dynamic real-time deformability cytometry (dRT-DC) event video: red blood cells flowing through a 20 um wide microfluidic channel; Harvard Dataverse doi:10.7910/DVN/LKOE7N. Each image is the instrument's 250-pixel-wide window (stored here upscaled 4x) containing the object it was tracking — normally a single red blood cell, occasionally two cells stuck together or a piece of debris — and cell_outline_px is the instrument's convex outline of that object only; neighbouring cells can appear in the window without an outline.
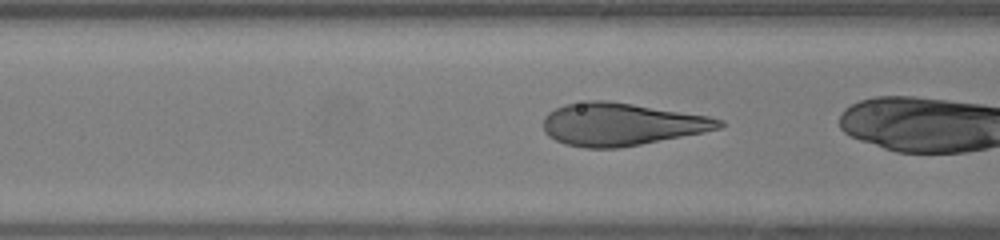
{"species": "human", "species_latin": "Homo sapiens", "temperature_condition": "warm", "stored_images_in_passage": 24, "camera_frame_rate_fps": 3000, "um_per_image_px": 0.085, "donor": {"sex": "female"}, "frame": {"image": 1, "passage_image": 14, "time_ms": 4.333, "image_size_px": [1000, 240], "cell_outline_px": [[724, 128], [704, 132], [640, 144], [616, 148], [584, 148], [564, 144], [548, 136], [544, 132], [544, 116], [548, 112], [564, 104], [588, 100], [608, 100], [708, 116], [724, 120]], "centroid_in_image_um": [52.8, 10.56], "position_along_channel_um": 113.8, "area_um2": 43.7}}